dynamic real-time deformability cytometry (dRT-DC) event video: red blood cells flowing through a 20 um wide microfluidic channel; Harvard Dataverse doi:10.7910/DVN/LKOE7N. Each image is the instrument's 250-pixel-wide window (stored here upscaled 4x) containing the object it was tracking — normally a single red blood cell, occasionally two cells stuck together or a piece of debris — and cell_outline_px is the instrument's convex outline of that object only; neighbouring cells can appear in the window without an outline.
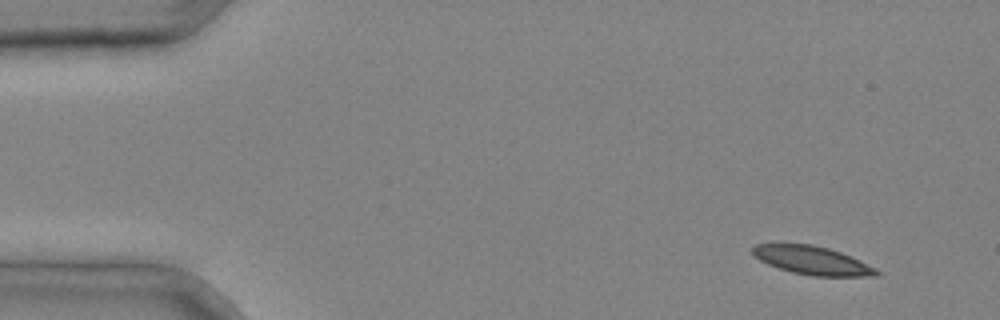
{"species": "common noctule bat (a hibernating species)", "species_latin": "Nyctalus noctula", "temperature_condition": "cold", "stored_images_in_passage": 2, "camera_frame_rate_fps": 3000, "um_per_image_px": 0.085, "animal": {"sex": "male", "body_mass_g": 20.4}, "frame": {"image": 1, "passage_image": 1, "time_ms": 0.0, "image_size_px": [1000, 320], "cell_outline_px": [[880, 276], [812, 276], [792, 272], [768, 264], [752, 256], [752, 248], [756, 244], [812, 244], [828, 248], [840, 252], [860, 260], [876, 268], [880, 272]], "centroid_in_image_um": [69.05, 22.14], "position_along_channel_um": 15.9, "area_um2": 20.46}}
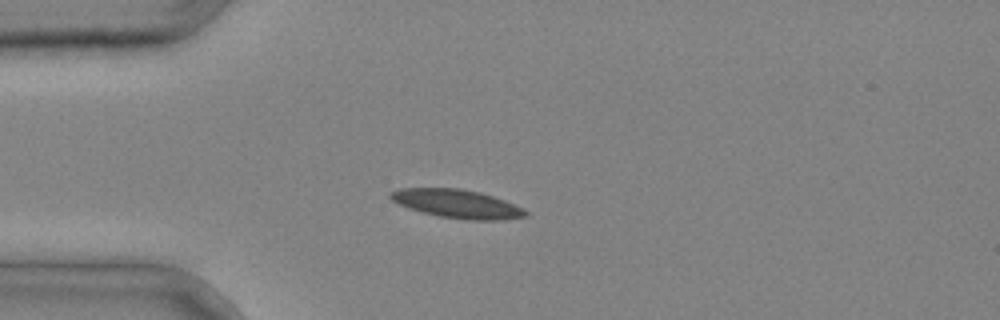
{"frame": {"image": 2, "passage_image": 2, "time_ms": 0.333, "image_size_px": [1000, 320], "cell_outline_px": [[528, 216], [504, 220], [472, 220], [440, 216], [420, 212], [408, 208], [392, 200], [388, 196], [388, 192], [400, 188], [460, 188], [480, 192], [504, 200], [524, 208], [528, 212]], "centroid_in_image_um": [38.85, 17.32], "position_along_channel_um": 46.1, "area_um2": 22.54}}